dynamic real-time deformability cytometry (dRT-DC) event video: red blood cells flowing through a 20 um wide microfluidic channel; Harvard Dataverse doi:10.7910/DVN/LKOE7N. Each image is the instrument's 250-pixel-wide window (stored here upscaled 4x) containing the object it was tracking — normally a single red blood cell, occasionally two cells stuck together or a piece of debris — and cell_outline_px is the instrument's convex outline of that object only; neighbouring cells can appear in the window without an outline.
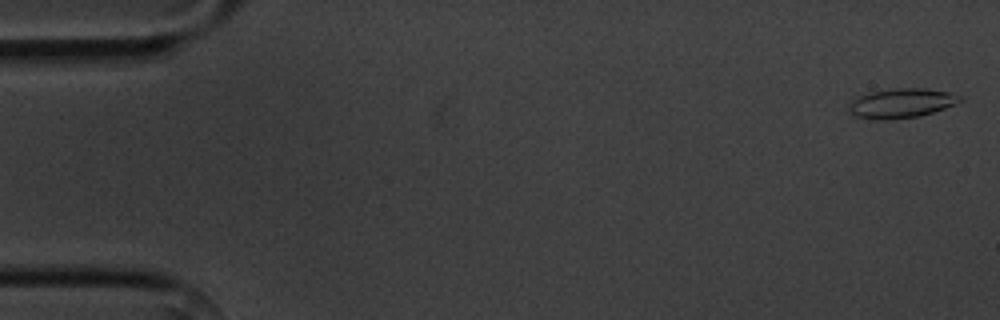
{"species": "common noctule bat (a hibernating species)", "species_latin": "Nyctalus noctula", "temperature_condition": "cold", "stored_images_in_passage": 7, "camera_frame_rate_fps": 3000, "um_per_image_px": 0.085, "animal": {"sex": "male", "body_mass_g": 20.1, "forearm_length_mm": 53.5}, "frame": {"image": 1, "passage_image": 1, "time_ms": 0.0, "image_size_px": [1000, 320], "cell_outline_px": [[964, 100], [956, 104], [920, 116], [888, 120], [872, 120], [856, 116], [848, 108], [848, 104], [856, 96], [872, 92], [892, 88], [924, 88], [948, 92], [964, 96]], "centroid_in_image_um": [76.63, 8.77], "position_along_channel_um": 8.4, "area_um2": 19.31}}
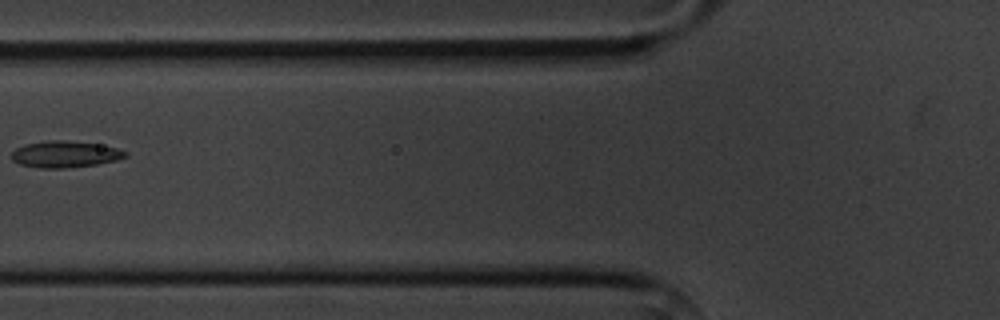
{"frame": {"image": 2, "passage_image": 6, "time_ms": 6.667, "image_size_px": [1000, 320], "cell_outline_px": [[128, 156], [116, 160], [96, 164], [64, 168], [40, 168], [20, 164], [12, 160], [12, 152], [16, 148], [24, 144], [48, 140], [60, 140], [96, 144], [116, 148], [128, 152]], "centroid_in_image_um": [5.5, 13.11], "position_along_channel_um": 120.3, "area_um2": 17.4}}
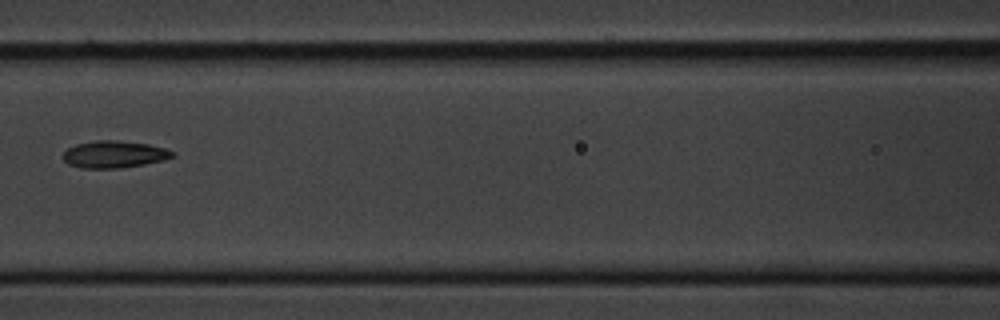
{"frame": {"image": 3, "passage_image": 7, "time_ms": 7.667, "image_size_px": [1000, 320], "cell_outline_px": [[176, 156], [164, 160], [144, 164], [116, 168], [80, 168], [68, 164], [64, 160], [64, 152], [68, 148], [76, 144], [96, 140], [116, 140], [148, 144], [164, 148], [172, 152]], "centroid_in_image_um": [9.69, 13.11], "position_along_channel_um": 156.9, "area_um2": 17.11}}